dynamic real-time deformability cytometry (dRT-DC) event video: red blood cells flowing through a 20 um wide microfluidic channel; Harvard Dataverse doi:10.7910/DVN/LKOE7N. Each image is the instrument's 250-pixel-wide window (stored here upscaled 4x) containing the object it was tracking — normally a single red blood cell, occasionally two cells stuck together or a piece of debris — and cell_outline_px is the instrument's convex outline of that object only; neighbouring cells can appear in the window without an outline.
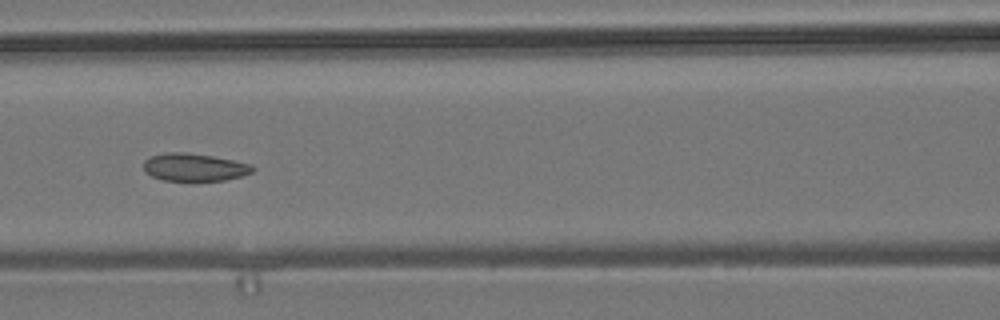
{"species": "common noctule bat (a hibernating species)", "species_latin": "Nyctalus noctula", "temperature_condition": "room temperature", "stored_images_in_passage": 6, "camera_frame_rate_fps": 3000, "um_per_image_px": 0.085, "animal": {"sex": "male", "body_mass_g": 19.2, "forearm_length_mm": 51.8}, "frame": {"image": 1, "passage_image": 5, "time_ms": 4.333, "image_size_px": [1000, 320], "cell_outline_px": [[256, 168], [252, 172], [244, 176], [224, 180], [164, 180], [152, 176], [144, 172], [144, 160], [152, 156], [164, 152], [184, 152], [212, 156], [252, 164]], "centroid_in_image_um": [16.53, 14.21], "position_along_channel_um": 150.1, "area_um2": 17.57}}
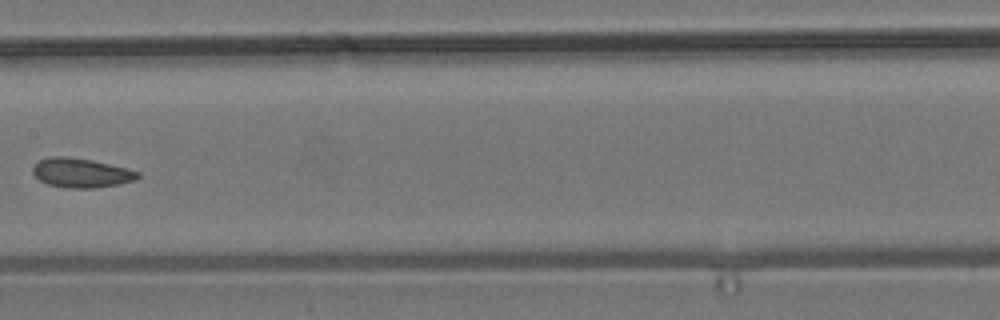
{"frame": {"image": 2, "passage_image": 6, "time_ms": 5.667, "image_size_px": [1000, 320], "cell_outline_px": [[140, 176], [136, 180], [120, 184], [96, 188], [68, 188], [48, 184], [40, 180], [32, 172], [32, 168], [40, 160], [48, 156], [68, 156], [92, 160], [140, 172]], "centroid_in_image_um": [6.9, 14.69], "position_along_channel_um": 200.5, "area_um2": 17.92}}